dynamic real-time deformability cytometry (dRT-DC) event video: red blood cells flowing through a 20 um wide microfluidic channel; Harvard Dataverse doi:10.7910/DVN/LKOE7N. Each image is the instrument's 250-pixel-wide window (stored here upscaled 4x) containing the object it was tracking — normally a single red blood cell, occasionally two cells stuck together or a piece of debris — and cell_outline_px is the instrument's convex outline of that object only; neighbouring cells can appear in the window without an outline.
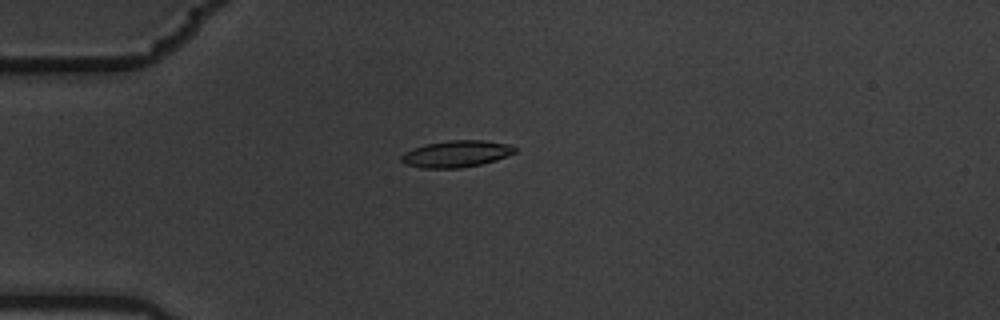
{"species": "common noctule bat (a hibernating species)", "species_latin": "Nyctalus noctula", "temperature_condition": "warm", "stored_images_in_passage": 5, "camera_frame_rate_fps": 3000, "um_per_image_px": 0.085, "animal": {"sex": "male", "body_mass_g": 19.5, "forearm_length_mm": 54.6}, "frame": {"image": 1, "passage_image": 5, "time_ms": 1.333, "image_size_px": [1000, 320], "cell_outline_px": [[516, 152], [496, 160], [480, 164], [460, 168], [420, 168], [404, 164], [400, 160], [400, 156], [404, 152], [412, 148], [428, 144], [448, 140], [484, 140], [508, 144], [516, 148]], "centroid_in_image_um": [38.75, 13.08], "position_along_channel_um": 46.3, "area_um2": 17.69}}